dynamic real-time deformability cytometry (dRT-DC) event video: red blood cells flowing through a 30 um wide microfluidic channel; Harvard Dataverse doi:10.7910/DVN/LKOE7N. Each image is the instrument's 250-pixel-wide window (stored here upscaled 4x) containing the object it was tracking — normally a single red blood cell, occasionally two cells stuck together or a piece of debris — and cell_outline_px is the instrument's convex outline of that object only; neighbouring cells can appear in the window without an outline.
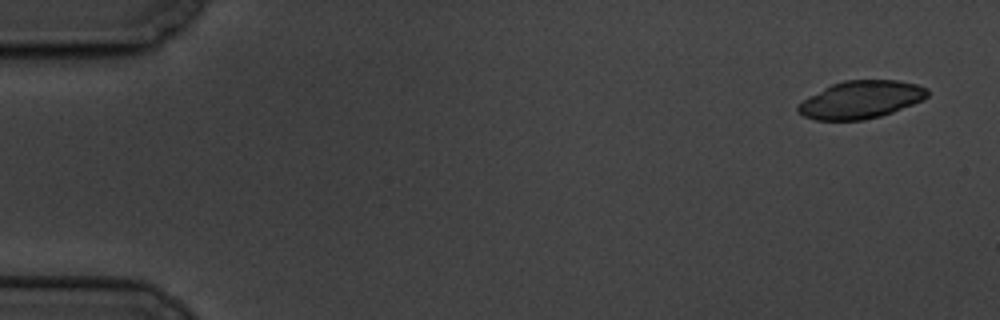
{"species": "common noctule bat (a hibernating species)", "species_latin": "Nyctalus noctula", "temperature_condition": "cold", "stored_images_in_passage": 5, "camera_frame_rate_fps": 3000, "um_per_image_px": 0.085, "animal": {"sex": "male", "body_mass_g": 19.5, "forearm_length_mm": 54.6}, "frame": {"image": 1, "passage_image": 1, "time_ms": 0.0, "image_size_px": [1000, 320], "cell_outline_px": [[928, 96], [924, 100], [892, 112], [880, 116], [864, 120], [816, 120], [804, 116], [796, 112], [796, 108], [804, 100], [824, 88], [832, 84], [844, 80], [896, 80], [916, 84], [928, 88]], "centroid_in_image_um": [73.2, 8.47], "position_along_channel_um": 11.8, "area_um2": 28.26}}